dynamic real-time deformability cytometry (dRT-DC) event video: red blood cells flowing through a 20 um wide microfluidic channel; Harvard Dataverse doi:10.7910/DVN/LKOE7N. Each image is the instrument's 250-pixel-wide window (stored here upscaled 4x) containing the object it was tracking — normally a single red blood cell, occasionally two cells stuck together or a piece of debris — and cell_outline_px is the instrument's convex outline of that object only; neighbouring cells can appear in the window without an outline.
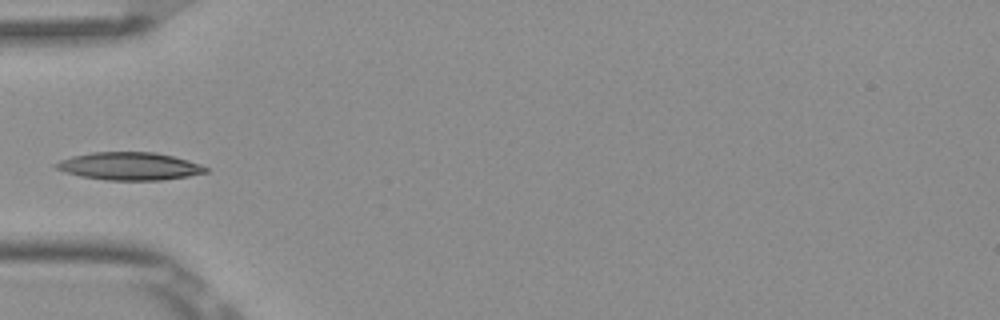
{"species": "Egyptian fruit bat (a non-hibernating species)", "species_latin": "Rousettus aegyptiacus", "temperature_condition": "room temperature", "stored_images_in_passage": 7, "camera_frame_rate_fps": 3000, "um_per_image_px": 0.085, "frame": {"image": 1, "passage_image": 5, "time_ms": 1.333, "image_size_px": [1000, 320], "cell_outline_px": [[208, 172], [188, 176], [160, 180], [104, 180], [80, 176], [64, 172], [56, 168], [52, 164], [60, 160], [72, 156], [92, 152], [152, 152], [172, 156], [188, 160], [200, 164], [208, 168]], "centroid_in_image_um": [10.97, 14.13], "position_along_channel_um": 74.0, "area_um2": 24.22}}
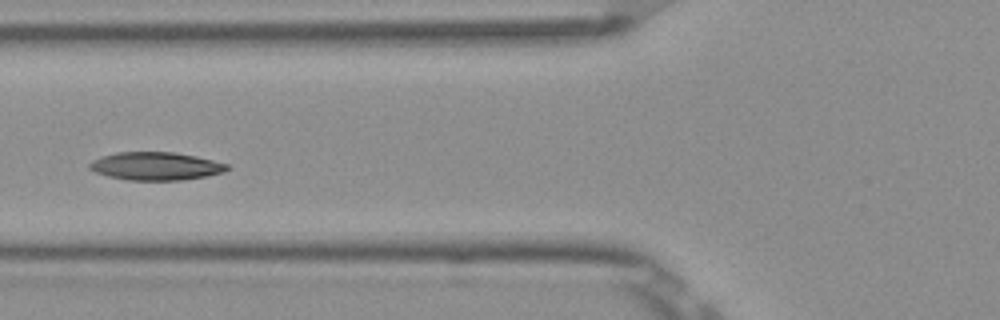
{"frame": {"image": 2, "passage_image": 6, "time_ms": 1.667, "image_size_px": [1000, 320], "cell_outline_px": [[228, 168], [224, 172], [208, 176], [180, 180], [128, 180], [108, 176], [96, 172], [88, 168], [88, 164], [92, 160], [116, 152], [176, 152], [196, 156], [228, 164]], "centroid_in_image_um": [13.24, 14.12], "position_along_channel_um": 112.6, "area_um2": 22.43}}
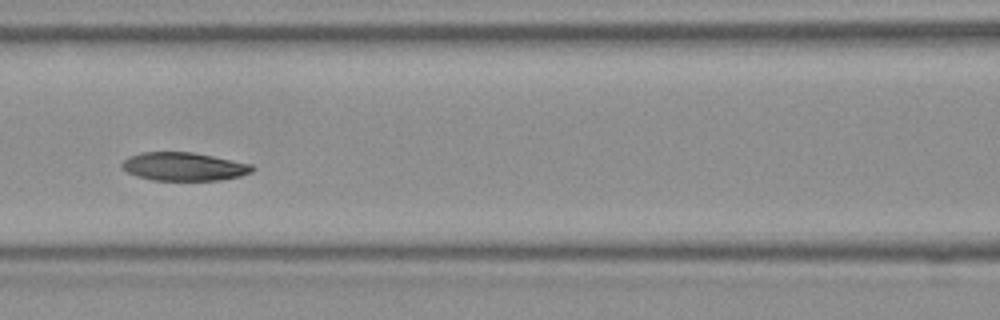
{"frame": {"image": 3, "passage_image": 7, "time_ms": 2.0, "image_size_px": [1000, 320], "cell_outline_px": [[256, 168], [252, 172], [240, 176], [220, 180], [152, 180], [136, 176], [128, 172], [120, 164], [128, 156], [140, 152], [192, 152], [252, 164]], "centroid_in_image_um": [15.63, 14.16], "position_along_channel_um": 151.0, "area_um2": 21.5}}